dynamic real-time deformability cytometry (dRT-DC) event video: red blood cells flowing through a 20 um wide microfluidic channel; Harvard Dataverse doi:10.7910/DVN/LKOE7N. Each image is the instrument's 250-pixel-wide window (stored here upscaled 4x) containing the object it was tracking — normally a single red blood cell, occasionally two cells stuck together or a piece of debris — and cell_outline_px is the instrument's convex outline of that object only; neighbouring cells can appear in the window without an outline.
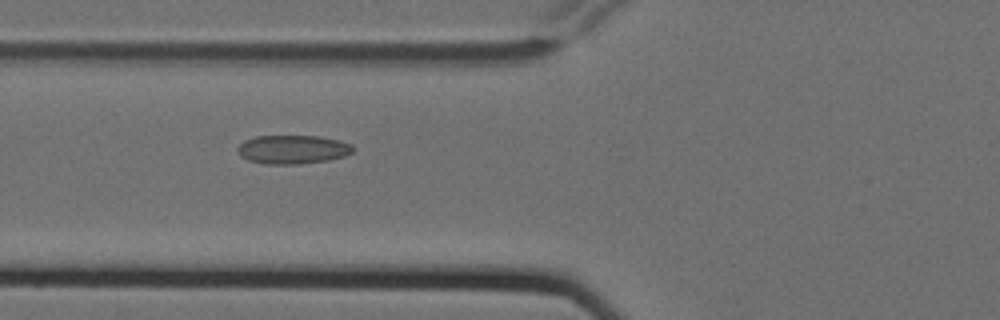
{"species": "Egyptian fruit bat (a non-hibernating species)", "species_latin": "Rousettus aegyptiacus", "temperature_condition": "cold", "stored_images_in_passage": 10, "camera_frame_rate_fps": 3000, "um_per_image_px": 0.085, "animal": {"sex": "female"}, "frame": {"image": 1, "passage_image": 7, "time_ms": 2.0, "image_size_px": [1000, 320], "cell_outline_px": [[356, 148], [352, 152], [344, 156], [328, 160], [296, 164], [264, 164], [248, 160], [240, 156], [236, 152], [236, 148], [244, 140], [256, 136], [320, 136], [340, 140], [352, 144]], "centroid_in_image_um": [24.87, 12.7], "position_along_channel_um": 100.9, "area_um2": 19.54}}
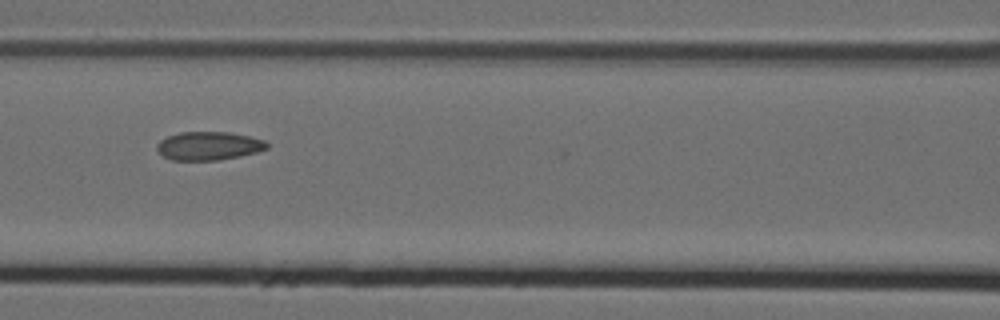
{"frame": {"image": 2, "passage_image": 8, "time_ms": 2.333, "image_size_px": [1000, 320], "cell_outline_px": [[268, 148], [256, 152], [240, 156], [216, 160], [172, 160], [164, 156], [156, 148], [156, 144], [160, 140], [168, 136], [180, 132], [228, 132], [248, 136], [264, 140], [268, 144]], "centroid_in_image_um": [17.73, 12.39], "position_along_channel_um": 148.9, "area_um2": 18.09}}
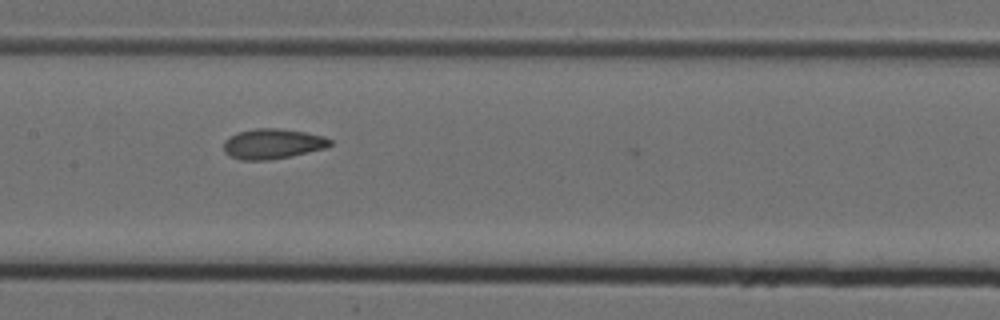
{"frame": {"image": 3, "passage_image": 9, "time_ms": 2.667, "image_size_px": [1000, 320], "cell_outline_px": [[332, 144], [328, 148], [292, 156], [268, 160], [240, 160], [224, 152], [224, 140], [240, 132], [256, 128], [276, 128], [304, 132], [324, 136], [332, 140]], "centroid_in_image_um": [23.22, 12.23], "position_along_channel_um": 184.2, "area_um2": 18.67}}